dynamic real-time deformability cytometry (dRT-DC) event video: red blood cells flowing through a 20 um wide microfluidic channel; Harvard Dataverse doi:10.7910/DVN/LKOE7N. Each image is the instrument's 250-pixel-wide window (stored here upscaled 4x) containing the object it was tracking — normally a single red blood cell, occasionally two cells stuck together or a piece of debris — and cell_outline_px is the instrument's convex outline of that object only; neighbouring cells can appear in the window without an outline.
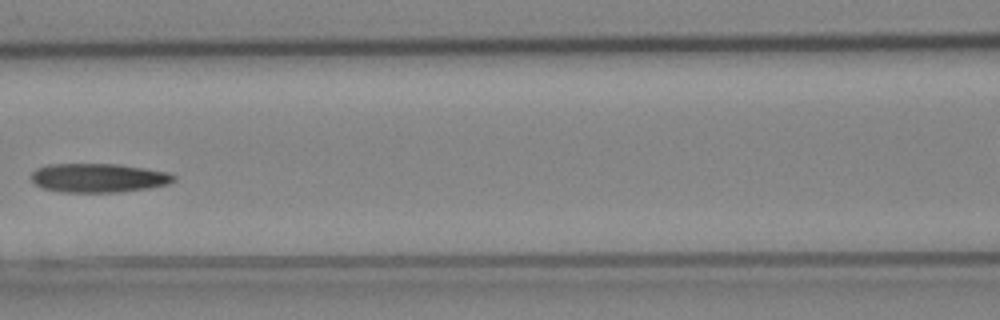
{"species": "Egyptian fruit bat (a non-hibernating species)", "species_latin": "Rousettus aegyptiacus", "temperature_condition": "cold", "stored_images_in_passage": 6, "camera_frame_rate_fps": 3000, "um_per_image_px": 0.085, "animal": {"sex": "female"}, "frame": {"image": 1, "passage_image": 6, "time_ms": 1.667, "image_size_px": [1000, 320], "cell_outline_px": [[176, 180], [168, 184], [148, 188], [116, 192], [60, 192], [44, 188], [36, 184], [28, 176], [36, 168], [48, 164], [120, 164], [168, 172], [176, 176]], "centroid_in_image_um": [8.35, 15.11], "position_along_channel_um": 158.2, "area_um2": 24.16}}